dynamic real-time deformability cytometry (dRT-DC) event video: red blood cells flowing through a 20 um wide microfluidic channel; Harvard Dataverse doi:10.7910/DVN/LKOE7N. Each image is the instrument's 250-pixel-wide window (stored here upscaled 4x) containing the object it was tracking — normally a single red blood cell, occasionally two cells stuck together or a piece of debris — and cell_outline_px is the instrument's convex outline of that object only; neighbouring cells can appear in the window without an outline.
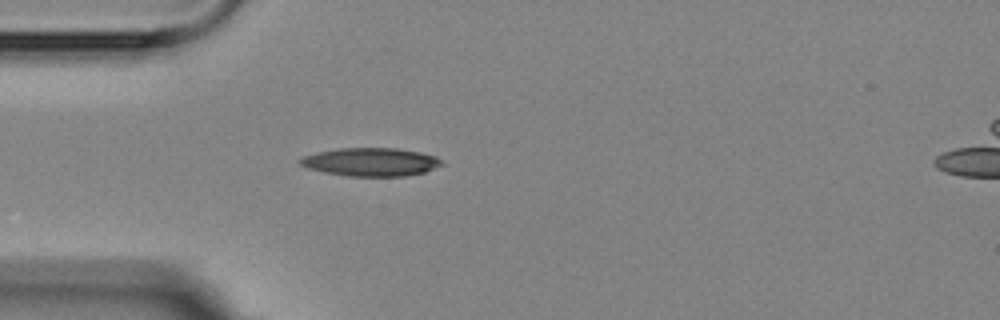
{"species": "Egyptian fruit bat (a non-hibernating species)", "species_latin": "Rousettus aegyptiacus", "temperature_condition": "room temperature", "stored_images_in_passage": 1, "camera_frame_rate_fps": 3000, "um_per_image_px": 0.085, "animal": {"sex": "female"}, "frame": {"image": 1, "passage_image": 1, "time_ms": 0.0, "image_size_px": [1000, 320], "cell_outline_px": [[444, 164], [424, 172], [404, 176], [348, 176], [324, 172], [308, 168], [300, 164], [296, 160], [304, 156], [316, 152], [340, 148], [396, 148], [420, 152], [436, 156], [444, 160]], "centroid_in_image_um": [31.53, 13.76], "position_along_channel_um": 53.5, "area_um2": 23.41}}